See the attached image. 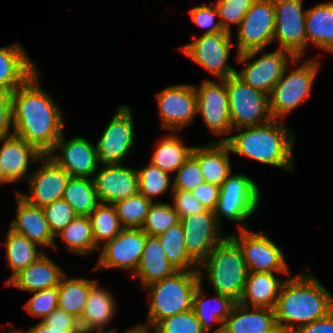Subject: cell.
Returning a JSON list of instances; mask_svg holds the SVG:
<instances>
[{
    "instance_id": "1",
    "label": "cell",
    "mask_w": 333,
    "mask_h": 333,
    "mask_svg": "<svg viewBox=\"0 0 333 333\" xmlns=\"http://www.w3.org/2000/svg\"><path fill=\"white\" fill-rule=\"evenodd\" d=\"M37 83L38 70L12 92L13 133L48 155L63 134L62 110Z\"/></svg>"
},
{
    "instance_id": "2",
    "label": "cell",
    "mask_w": 333,
    "mask_h": 333,
    "mask_svg": "<svg viewBox=\"0 0 333 333\" xmlns=\"http://www.w3.org/2000/svg\"><path fill=\"white\" fill-rule=\"evenodd\" d=\"M333 310V297L314 276L299 275L286 279L275 305L276 324L287 333L323 318Z\"/></svg>"
},
{
    "instance_id": "3",
    "label": "cell",
    "mask_w": 333,
    "mask_h": 333,
    "mask_svg": "<svg viewBox=\"0 0 333 333\" xmlns=\"http://www.w3.org/2000/svg\"><path fill=\"white\" fill-rule=\"evenodd\" d=\"M233 130H242V132L221 140L228 145L231 152L257 162L293 170L294 135H290L291 130L282 125L279 119L272 118L262 125Z\"/></svg>"
},
{
    "instance_id": "4",
    "label": "cell",
    "mask_w": 333,
    "mask_h": 333,
    "mask_svg": "<svg viewBox=\"0 0 333 333\" xmlns=\"http://www.w3.org/2000/svg\"><path fill=\"white\" fill-rule=\"evenodd\" d=\"M206 268L208 282L216 293L241 298L248 274L243 253L238 243L227 235L199 265Z\"/></svg>"
},
{
    "instance_id": "5",
    "label": "cell",
    "mask_w": 333,
    "mask_h": 333,
    "mask_svg": "<svg viewBox=\"0 0 333 333\" xmlns=\"http://www.w3.org/2000/svg\"><path fill=\"white\" fill-rule=\"evenodd\" d=\"M202 270L177 271L172 276L144 287L150 289L147 326L153 328L166 317L192 309L193 294L202 282Z\"/></svg>"
},
{
    "instance_id": "6",
    "label": "cell",
    "mask_w": 333,
    "mask_h": 333,
    "mask_svg": "<svg viewBox=\"0 0 333 333\" xmlns=\"http://www.w3.org/2000/svg\"><path fill=\"white\" fill-rule=\"evenodd\" d=\"M275 10L273 0H256L249 8L237 33V60H251L273 40Z\"/></svg>"
},
{
    "instance_id": "7",
    "label": "cell",
    "mask_w": 333,
    "mask_h": 333,
    "mask_svg": "<svg viewBox=\"0 0 333 333\" xmlns=\"http://www.w3.org/2000/svg\"><path fill=\"white\" fill-rule=\"evenodd\" d=\"M226 89L233 129L262 125L272 119L268 94L244 83L236 75L226 78Z\"/></svg>"
},
{
    "instance_id": "8",
    "label": "cell",
    "mask_w": 333,
    "mask_h": 333,
    "mask_svg": "<svg viewBox=\"0 0 333 333\" xmlns=\"http://www.w3.org/2000/svg\"><path fill=\"white\" fill-rule=\"evenodd\" d=\"M319 69V63L311 59L283 76L268 95L269 111L274 119H281L310 96L312 84Z\"/></svg>"
},
{
    "instance_id": "9",
    "label": "cell",
    "mask_w": 333,
    "mask_h": 333,
    "mask_svg": "<svg viewBox=\"0 0 333 333\" xmlns=\"http://www.w3.org/2000/svg\"><path fill=\"white\" fill-rule=\"evenodd\" d=\"M231 174L220 186L214 210L218 223L220 215L233 222L244 221L256 212L260 202V191L252 179L242 174Z\"/></svg>"
},
{
    "instance_id": "10",
    "label": "cell",
    "mask_w": 333,
    "mask_h": 333,
    "mask_svg": "<svg viewBox=\"0 0 333 333\" xmlns=\"http://www.w3.org/2000/svg\"><path fill=\"white\" fill-rule=\"evenodd\" d=\"M239 236L230 235L240 246L248 272L289 274L284 253L262 232L248 231L239 225Z\"/></svg>"
},
{
    "instance_id": "11",
    "label": "cell",
    "mask_w": 333,
    "mask_h": 333,
    "mask_svg": "<svg viewBox=\"0 0 333 333\" xmlns=\"http://www.w3.org/2000/svg\"><path fill=\"white\" fill-rule=\"evenodd\" d=\"M232 45L229 32L203 33L192 43L183 46L181 51L213 76L222 80L236 73V70L227 64Z\"/></svg>"
},
{
    "instance_id": "12",
    "label": "cell",
    "mask_w": 333,
    "mask_h": 333,
    "mask_svg": "<svg viewBox=\"0 0 333 333\" xmlns=\"http://www.w3.org/2000/svg\"><path fill=\"white\" fill-rule=\"evenodd\" d=\"M275 10V32L273 40L279 41L280 49L301 58L307 48L305 31L306 11L302 0H273Z\"/></svg>"
},
{
    "instance_id": "13",
    "label": "cell",
    "mask_w": 333,
    "mask_h": 333,
    "mask_svg": "<svg viewBox=\"0 0 333 333\" xmlns=\"http://www.w3.org/2000/svg\"><path fill=\"white\" fill-rule=\"evenodd\" d=\"M132 112L127 106H120L105 128L96 144L98 163L118 165L134 145Z\"/></svg>"
},
{
    "instance_id": "14",
    "label": "cell",
    "mask_w": 333,
    "mask_h": 333,
    "mask_svg": "<svg viewBox=\"0 0 333 333\" xmlns=\"http://www.w3.org/2000/svg\"><path fill=\"white\" fill-rule=\"evenodd\" d=\"M180 222L185 235L186 251L198 265L226 237L221 234L215 212L210 209L197 215L181 217Z\"/></svg>"
},
{
    "instance_id": "15",
    "label": "cell",
    "mask_w": 333,
    "mask_h": 333,
    "mask_svg": "<svg viewBox=\"0 0 333 333\" xmlns=\"http://www.w3.org/2000/svg\"><path fill=\"white\" fill-rule=\"evenodd\" d=\"M146 238L141 228H123L114 239L104 243L96 269L124 268L135 273Z\"/></svg>"
},
{
    "instance_id": "16",
    "label": "cell",
    "mask_w": 333,
    "mask_h": 333,
    "mask_svg": "<svg viewBox=\"0 0 333 333\" xmlns=\"http://www.w3.org/2000/svg\"><path fill=\"white\" fill-rule=\"evenodd\" d=\"M222 84L205 80L195 92L197 96V113L203 117L206 127L215 134H229L233 130L230 122L226 79Z\"/></svg>"
},
{
    "instance_id": "17",
    "label": "cell",
    "mask_w": 333,
    "mask_h": 333,
    "mask_svg": "<svg viewBox=\"0 0 333 333\" xmlns=\"http://www.w3.org/2000/svg\"><path fill=\"white\" fill-rule=\"evenodd\" d=\"M162 126L167 129L181 130L191 123L197 113L195 86L181 84L165 88L157 94Z\"/></svg>"
},
{
    "instance_id": "18",
    "label": "cell",
    "mask_w": 333,
    "mask_h": 333,
    "mask_svg": "<svg viewBox=\"0 0 333 333\" xmlns=\"http://www.w3.org/2000/svg\"><path fill=\"white\" fill-rule=\"evenodd\" d=\"M46 157V160L44 159ZM43 166H40L27 176L29 180V195L19 193L29 204L39 207L51 204L61 199L66 183L70 178L69 173L58 166L48 155L41 159Z\"/></svg>"
},
{
    "instance_id": "19",
    "label": "cell",
    "mask_w": 333,
    "mask_h": 333,
    "mask_svg": "<svg viewBox=\"0 0 333 333\" xmlns=\"http://www.w3.org/2000/svg\"><path fill=\"white\" fill-rule=\"evenodd\" d=\"M289 59L296 64L301 58H296L291 52L279 48L275 52L264 53L251 63L248 62L246 68L240 72L236 71L235 75L244 83L269 95L288 68Z\"/></svg>"
},
{
    "instance_id": "20",
    "label": "cell",
    "mask_w": 333,
    "mask_h": 333,
    "mask_svg": "<svg viewBox=\"0 0 333 333\" xmlns=\"http://www.w3.org/2000/svg\"><path fill=\"white\" fill-rule=\"evenodd\" d=\"M62 134L48 156L61 168H64L70 177L90 178L98 168V155L96 146L83 137L72 138L64 142ZM61 149V156L53 155L55 150Z\"/></svg>"
},
{
    "instance_id": "21",
    "label": "cell",
    "mask_w": 333,
    "mask_h": 333,
    "mask_svg": "<svg viewBox=\"0 0 333 333\" xmlns=\"http://www.w3.org/2000/svg\"><path fill=\"white\" fill-rule=\"evenodd\" d=\"M100 203L114 204L139 193L138 172L133 168L104 165L93 178Z\"/></svg>"
},
{
    "instance_id": "22",
    "label": "cell",
    "mask_w": 333,
    "mask_h": 333,
    "mask_svg": "<svg viewBox=\"0 0 333 333\" xmlns=\"http://www.w3.org/2000/svg\"><path fill=\"white\" fill-rule=\"evenodd\" d=\"M0 171L8 183L25 177L29 161H39L44 156L35 146L15 134L1 138Z\"/></svg>"
},
{
    "instance_id": "23",
    "label": "cell",
    "mask_w": 333,
    "mask_h": 333,
    "mask_svg": "<svg viewBox=\"0 0 333 333\" xmlns=\"http://www.w3.org/2000/svg\"><path fill=\"white\" fill-rule=\"evenodd\" d=\"M17 214L10 225L14 232L25 236L38 246L56 248L54 236L42 207L29 204L17 191Z\"/></svg>"
},
{
    "instance_id": "24",
    "label": "cell",
    "mask_w": 333,
    "mask_h": 333,
    "mask_svg": "<svg viewBox=\"0 0 333 333\" xmlns=\"http://www.w3.org/2000/svg\"><path fill=\"white\" fill-rule=\"evenodd\" d=\"M65 275L61 267L43 254L25 269L15 274L7 286H14L20 290L30 292L58 287Z\"/></svg>"
},
{
    "instance_id": "25",
    "label": "cell",
    "mask_w": 333,
    "mask_h": 333,
    "mask_svg": "<svg viewBox=\"0 0 333 333\" xmlns=\"http://www.w3.org/2000/svg\"><path fill=\"white\" fill-rule=\"evenodd\" d=\"M115 308L112 295L104 288L98 287L96 282L90 288L84 312L79 320L82 333H114V329L106 331L103 328L113 318Z\"/></svg>"
},
{
    "instance_id": "26",
    "label": "cell",
    "mask_w": 333,
    "mask_h": 333,
    "mask_svg": "<svg viewBox=\"0 0 333 333\" xmlns=\"http://www.w3.org/2000/svg\"><path fill=\"white\" fill-rule=\"evenodd\" d=\"M19 44L0 48V89L10 93L38 69Z\"/></svg>"
},
{
    "instance_id": "27",
    "label": "cell",
    "mask_w": 333,
    "mask_h": 333,
    "mask_svg": "<svg viewBox=\"0 0 333 333\" xmlns=\"http://www.w3.org/2000/svg\"><path fill=\"white\" fill-rule=\"evenodd\" d=\"M273 274L248 272L244 291L238 303L246 307L274 309L285 280L278 279Z\"/></svg>"
},
{
    "instance_id": "28",
    "label": "cell",
    "mask_w": 333,
    "mask_h": 333,
    "mask_svg": "<svg viewBox=\"0 0 333 333\" xmlns=\"http://www.w3.org/2000/svg\"><path fill=\"white\" fill-rule=\"evenodd\" d=\"M253 309L251 312L237 302L223 323L222 333H266L277 325L274 309Z\"/></svg>"
},
{
    "instance_id": "29",
    "label": "cell",
    "mask_w": 333,
    "mask_h": 333,
    "mask_svg": "<svg viewBox=\"0 0 333 333\" xmlns=\"http://www.w3.org/2000/svg\"><path fill=\"white\" fill-rule=\"evenodd\" d=\"M229 152L228 145L221 141L193 147L191 154L198 160L205 182L221 186L228 178L232 172Z\"/></svg>"
},
{
    "instance_id": "30",
    "label": "cell",
    "mask_w": 333,
    "mask_h": 333,
    "mask_svg": "<svg viewBox=\"0 0 333 333\" xmlns=\"http://www.w3.org/2000/svg\"><path fill=\"white\" fill-rule=\"evenodd\" d=\"M178 270L167 260L166 254L156 236H148L139 265L133 277H139L143 287L172 276Z\"/></svg>"
},
{
    "instance_id": "31",
    "label": "cell",
    "mask_w": 333,
    "mask_h": 333,
    "mask_svg": "<svg viewBox=\"0 0 333 333\" xmlns=\"http://www.w3.org/2000/svg\"><path fill=\"white\" fill-rule=\"evenodd\" d=\"M201 285L200 282L193 294L192 309L206 333H222L223 323L237 302L232 297L220 293H216L215 298L206 300L203 297ZM214 300L217 303H214L215 306H211L210 302ZM210 322H214V324L220 323V327L211 332Z\"/></svg>"
},
{
    "instance_id": "32",
    "label": "cell",
    "mask_w": 333,
    "mask_h": 333,
    "mask_svg": "<svg viewBox=\"0 0 333 333\" xmlns=\"http://www.w3.org/2000/svg\"><path fill=\"white\" fill-rule=\"evenodd\" d=\"M305 31L307 46H316L333 53V2L317 4L306 10Z\"/></svg>"
},
{
    "instance_id": "33",
    "label": "cell",
    "mask_w": 333,
    "mask_h": 333,
    "mask_svg": "<svg viewBox=\"0 0 333 333\" xmlns=\"http://www.w3.org/2000/svg\"><path fill=\"white\" fill-rule=\"evenodd\" d=\"M65 274L58 285V308L80 320L90 288L97 282L84 278H69Z\"/></svg>"
},
{
    "instance_id": "34",
    "label": "cell",
    "mask_w": 333,
    "mask_h": 333,
    "mask_svg": "<svg viewBox=\"0 0 333 333\" xmlns=\"http://www.w3.org/2000/svg\"><path fill=\"white\" fill-rule=\"evenodd\" d=\"M64 199L79 216H89L100 204L93 179L70 177L63 191Z\"/></svg>"
},
{
    "instance_id": "35",
    "label": "cell",
    "mask_w": 333,
    "mask_h": 333,
    "mask_svg": "<svg viewBox=\"0 0 333 333\" xmlns=\"http://www.w3.org/2000/svg\"><path fill=\"white\" fill-rule=\"evenodd\" d=\"M166 254L167 260L178 271H199V265L188 255L181 222L168 231L156 236ZM196 267V269H194Z\"/></svg>"
},
{
    "instance_id": "36",
    "label": "cell",
    "mask_w": 333,
    "mask_h": 333,
    "mask_svg": "<svg viewBox=\"0 0 333 333\" xmlns=\"http://www.w3.org/2000/svg\"><path fill=\"white\" fill-rule=\"evenodd\" d=\"M6 237V257L8 259V267L13 272L7 280L8 282L19 271L34 263L43 254V251L38 253L36 247L38 245L36 243L10 228Z\"/></svg>"
},
{
    "instance_id": "37",
    "label": "cell",
    "mask_w": 333,
    "mask_h": 333,
    "mask_svg": "<svg viewBox=\"0 0 333 333\" xmlns=\"http://www.w3.org/2000/svg\"><path fill=\"white\" fill-rule=\"evenodd\" d=\"M193 147H184L178 137L169 135L160 140L150 163L162 171H177L192 153Z\"/></svg>"
},
{
    "instance_id": "38",
    "label": "cell",
    "mask_w": 333,
    "mask_h": 333,
    "mask_svg": "<svg viewBox=\"0 0 333 333\" xmlns=\"http://www.w3.org/2000/svg\"><path fill=\"white\" fill-rule=\"evenodd\" d=\"M56 236L61 237L67 247L73 253L86 255L95 250L100 251L96 246L91 222L88 216H77Z\"/></svg>"
},
{
    "instance_id": "39",
    "label": "cell",
    "mask_w": 333,
    "mask_h": 333,
    "mask_svg": "<svg viewBox=\"0 0 333 333\" xmlns=\"http://www.w3.org/2000/svg\"><path fill=\"white\" fill-rule=\"evenodd\" d=\"M91 222L93 238L99 248L100 241L114 239L123 229L113 204L100 203L88 216Z\"/></svg>"
},
{
    "instance_id": "40",
    "label": "cell",
    "mask_w": 333,
    "mask_h": 333,
    "mask_svg": "<svg viewBox=\"0 0 333 333\" xmlns=\"http://www.w3.org/2000/svg\"><path fill=\"white\" fill-rule=\"evenodd\" d=\"M152 204L153 201L137 193L113 205L123 228H141Z\"/></svg>"
},
{
    "instance_id": "41",
    "label": "cell",
    "mask_w": 333,
    "mask_h": 333,
    "mask_svg": "<svg viewBox=\"0 0 333 333\" xmlns=\"http://www.w3.org/2000/svg\"><path fill=\"white\" fill-rule=\"evenodd\" d=\"M179 222L180 217L173 206L167 203L155 202L150 206L141 229L148 236H158Z\"/></svg>"
},
{
    "instance_id": "42",
    "label": "cell",
    "mask_w": 333,
    "mask_h": 333,
    "mask_svg": "<svg viewBox=\"0 0 333 333\" xmlns=\"http://www.w3.org/2000/svg\"><path fill=\"white\" fill-rule=\"evenodd\" d=\"M139 193L153 201L152 198L163 194L169 188V173L153 164L137 170Z\"/></svg>"
},
{
    "instance_id": "43",
    "label": "cell",
    "mask_w": 333,
    "mask_h": 333,
    "mask_svg": "<svg viewBox=\"0 0 333 333\" xmlns=\"http://www.w3.org/2000/svg\"><path fill=\"white\" fill-rule=\"evenodd\" d=\"M153 329L156 333H206L193 309L166 317Z\"/></svg>"
},
{
    "instance_id": "44",
    "label": "cell",
    "mask_w": 333,
    "mask_h": 333,
    "mask_svg": "<svg viewBox=\"0 0 333 333\" xmlns=\"http://www.w3.org/2000/svg\"><path fill=\"white\" fill-rule=\"evenodd\" d=\"M255 1L256 0H218L217 3L212 2L221 19L219 22L223 30L231 33L230 23L239 26Z\"/></svg>"
},
{
    "instance_id": "45",
    "label": "cell",
    "mask_w": 333,
    "mask_h": 333,
    "mask_svg": "<svg viewBox=\"0 0 333 333\" xmlns=\"http://www.w3.org/2000/svg\"><path fill=\"white\" fill-rule=\"evenodd\" d=\"M205 182L198 160L190 154L177 170L172 190L191 191Z\"/></svg>"
},
{
    "instance_id": "46",
    "label": "cell",
    "mask_w": 333,
    "mask_h": 333,
    "mask_svg": "<svg viewBox=\"0 0 333 333\" xmlns=\"http://www.w3.org/2000/svg\"><path fill=\"white\" fill-rule=\"evenodd\" d=\"M42 208L54 237L78 216L74 209L62 198Z\"/></svg>"
},
{
    "instance_id": "47",
    "label": "cell",
    "mask_w": 333,
    "mask_h": 333,
    "mask_svg": "<svg viewBox=\"0 0 333 333\" xmlns=\"http://www.w3.org/2000/svg\"><path fill=\"white\" fill-rule=\"evenodd\" d=\"M31 293H34V295L26 303V309L31 315L42 317L41 320H44L56 308H58L57 287L34 291Z\"/></svg>"
},
{
    "instance_id": "48",
    "label": "cell",
    "mask_w": 333,
    "mask_h": 333,
    "mask_svg": "<svg viewBox=\"0 0 333 333\" xmlns=\"http://www.w3.org/2000/svg\"><path fill=\"white\" fill-rule=\"evenodd\" d=\"M210 3V7L206 4L203 6H195L190 10L192 21L199 27L208 28L204 34L222 33L224 30L220 22L214 23L216 16H218L216 7Z\"/></svg>"
},
{
    "instance_id": "49",
    "label": "cell",
    "mask_w": 333,
    "mask_h": 333,
    "mask_svg": "<svg viewBox=\"0 0 333 333\" xmlns=\"http://www.w3.org/2000/svg\"><path fill=\"white\" fill-rule=\"evenodd\" d=\"M171 192L173 193V208L180 218L197 215L207 209L190 191L171 190Z\"/></svg>"
},
{
    "instance_id": "50",
    "label": "cell",
    "mask_w": 333,
    "mask_h": 333,
    "mask_svg": "<svg viewBox=\"0 0 333 333\" xmlns=\"http://www.w3.org/2000/svg\"><path fill=\"white\" fill-rule=\"evenodd\" d=\"M11 97L12 93L0 89V139L14 134L9 132L13 128Z\"/></svg>"
},
{
    "instance_id": "51",
    "label": "cell",
    "mask_w": 333,
    "mask_h": 333,
    "mask_svg": "<svg viewBox=\"0 0 333 333\" xmlns=\"http://www.w3.org/2000/svg\"><path fill=\"white\" fill-rule=\"evenodd\" d=\"M220 186L203 182L190 192L207 209L215 210L219 200Z\"/></svg>"
},
{
    "instance_id": "52",
    "label": "cell",
    "mask_w": 333,
    "mask_h": 333,
    "mask_svg": "<svg viewBox=\"0 0 333 333\" xmlns=\"http://www.w3.org/2000/svg\"><path fill=\"white\" fill-rule=\"evenodd\" d=\"M43 321L57 330H81L79 320L59 308H56Z\"/></svg>"
},
{
    "instance_id": "53",
    "label": "cell",
    "mask_w": 333,
    "mask_h": 333,
    "mask_svg": "<svg viewBox=\"0 0 333 333\" xmlns=\"http://www.w3.org/2000/svg\"><path fill=\"white\" fill-rule=\"evenodd\" d=\"M291 333H333V310L323 318L298 326Z\"/></svg>"
},
{
    "instance_id": "54",
    "label": "cell",
    "mask_w": 333,
    "mask_h": 333,
    "mask_svg": "<svg viewBox=\"0 0 333 333\" xmlns=\"http://www.w3.org/2000/svg\"><path fill=\"white\" fill-rule=\"evenodd\" d=\"M25 333H82L81 330H57L48 326L43 320L40 323L32 326Z\"/></svg>"
},
{
    "instance_id": "55",
    "label": "cell",
    "mask_w": 333,
    "mask_h": 333,
    "mask_svg": "<svg viewBox=\"0 0 333 333\" xmlns=\"http://www.w3.org/2000/svg\"><path fill=\"white\" fill-rule=\"evenodd\" d=\"M148 328V326L146 325V327H145V325H137L136 327H133V328H129L126 332H124V333H150L149 332V330L147 329ZM114 333H116V331L114 332ZM156 333V332H155Z\"/></svg>"
},
{
    "instance_id": "56",
    "label": "cell",
    "mask_w": 333,
    "mask_h": 333,
    "mask_svg": "<svg viewBox=\"0 0 333 333\" xmlns=\"http://www.w3.org/2000/svg\"><path fill=\"white\" fill-rule=\"evenodd\" d=\"M266 333H287L284 329H282L279 325H276L271 331Z\"/></svg>"
},
{
    "instance_id": "57",
    "label": "cell",
    "mask_w": 333,
    "mask_h": 333,
    "mask_svg": "<svg viewBox=\"0 0 333 333\" xmlns=\"http://www.w3.org/2000/svg\"><path fill=\"white\" fill-rule=\"evenodd\" d=\"M8 183L6 180H5V178L3 177V175H2V173H1V171H0V184H2V183Z\"/></svg>"
},
{
    "instance_id": "58",
    "label": "cell",
    "mask_w": 333,
    "mask_h": 333,
    "mask_svg": "<svg viewBox=\"0 0 333 333\" xmlns=\"http://www.w3.org/2000/svg\"><path fill=\"white\" fill-rule=\"evenodd\" d=\"M1 333H2V332H1ZM3 333H4V332H3ZM5 333H7V332H5ZM8 333H24V332H23L22 329H21V330L19 329V330H13V331L11 330V331L8 332Z\"/></svg>"
}]
</instances>
